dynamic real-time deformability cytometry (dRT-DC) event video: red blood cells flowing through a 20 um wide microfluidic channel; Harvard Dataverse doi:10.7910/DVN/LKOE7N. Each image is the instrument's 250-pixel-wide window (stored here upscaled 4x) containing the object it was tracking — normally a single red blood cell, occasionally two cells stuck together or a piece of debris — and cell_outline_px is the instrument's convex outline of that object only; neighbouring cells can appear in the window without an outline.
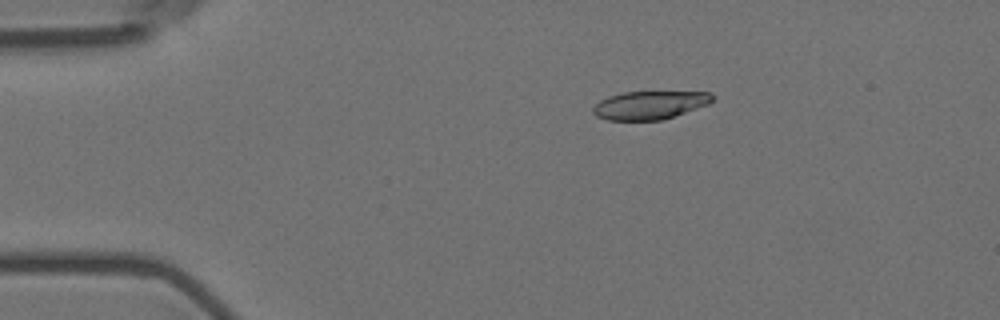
{"species": "Egyptian fruit bat (a non-hibernating species)", "species_latin": "Rousettus aegyptiacus", "temperature_condition": "room temperature", "stored_images_in_passage": 7, "camera_frame_rate_fps": 3000, "um_per_image_px": 0.085, "animal": {"sex": "female"}, "frame": {"image": 1, "passage_image": 3, "time_ms": 0.667, "image_size_px": [1000, 320], "cell_outline_px": [[712, 100], [708, 104], [660, 120], [608, 120], [596, 116], [592, 112], [592, 108], [600, 100], [608, 96], [624, 92], [712, 92]], "centroid_in_image_um": [55.17, 8.93], "position_along_channel_um": 29.8, "area_um2": 19.36}}
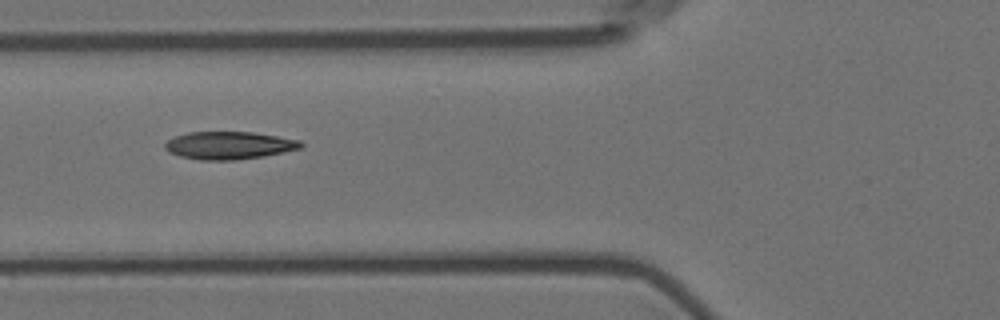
{"frame": {"image": 2, "passage_image": 6, "time_ms": 1.667, "image_size_px": [1000, 320], "cell_outline_px": [[304, 144], [300, 148], [284, 152], [264, 156], [232, 160], [200, 160], [180, 156], [168, 152], [164, 148], [164, 144], [168, 140], [176, 136], [188, 132], [252, 132], [300, 140]], "centroid_in_image_um": [19.45, 12.36], "position_along_channel_um": 106.4, "area_um2": 21.85}}
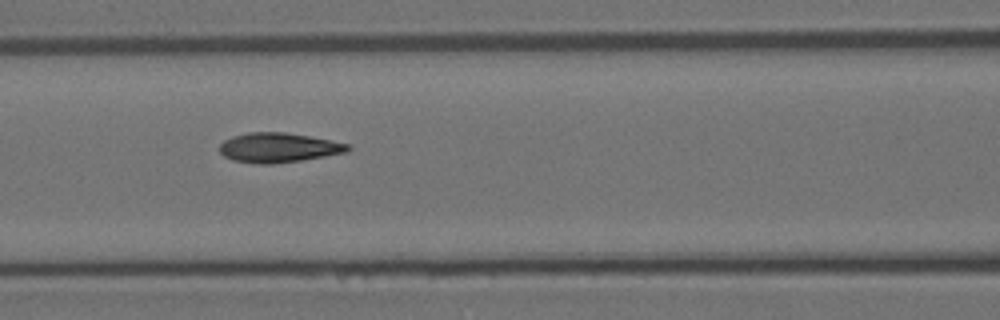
{"frame": {"image": 3, "passage_image": 7, "time_ms": 2.0, "image_size_px": [1000, 320], "cell_outline_px": [[352, 148], [348, 152], [300, 160], [272, 164], [256, 164], [232, 160], [224, 156], [220, 152], [220, 144], [224, 140], [232, 136], [248, 132], [284, 132], [308, 136], [348, 144]], "centroid_in_image_um": [23.63, 12.55], "position_along_channel_um": 143.0, "area_um2": 22.02}}